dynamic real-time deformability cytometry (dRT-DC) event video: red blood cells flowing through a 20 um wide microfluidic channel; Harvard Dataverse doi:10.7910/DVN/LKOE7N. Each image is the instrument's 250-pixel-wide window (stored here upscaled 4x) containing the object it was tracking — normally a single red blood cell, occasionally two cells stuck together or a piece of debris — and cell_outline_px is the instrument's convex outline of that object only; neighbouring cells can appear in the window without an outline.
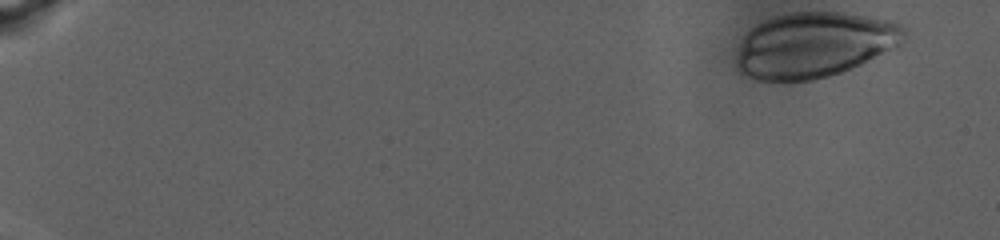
{"species": "human", "species_latin": "Homo sapiens", "temperature_condition": "warm", "stored_images_in_passage": 80, "camera_frame_rate_fps": 3000, "um_per_image_px": 0.085, "donor": {"sex": "male"}, "frame": {"image": 1, "passage_image": 1, "time_ms": 0.0, "image_size_px": [1000, 240], "cell_outline_px": [[908, 32], [904, 44], [900, 48], [840, 72], [828, 76], [812, 80], [752, 80], [740, 72], [736, 64], [736, 56], [740, 44], [744, 36], [756, 24], [764, 20], [776, 16], [792, 12], [844, 12], [896, 20], [904, 24], [908, 28]], "centroid_in_image_um": [69.32, 3.79], "position_along_channel_um": 15.7, "area_um2": 64.91}}
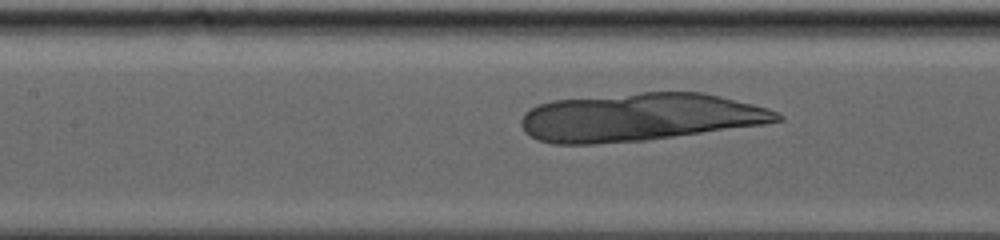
{"frame": {"image": 2, "passage_image": 42, "time_ms": 13.667, "image_size_px": [1000, 240], "cell_outline_px": [[784, 120], [764, 124], [648, 140], [592, 144], [552, 144], [536, 140], [524, 132], [520, 124], [520, 120], [524, 112], [536, 104], [552, 100], [640, 92], [704, 92], [768, 108], [780, 112], [784, 116]], "centroid_in_image_um": [54.32, 9.96], "position_along_channel_um": 153.1, "area_um2": 72.08}}
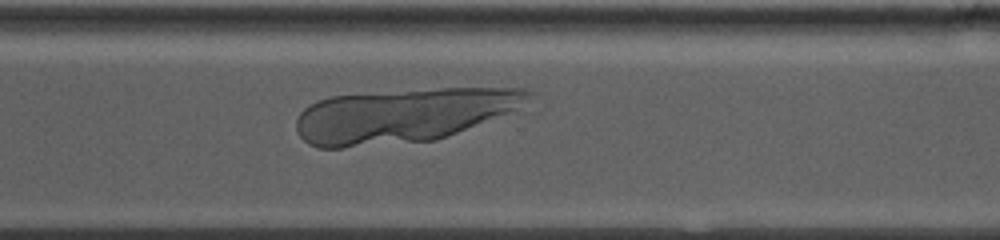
{"frame": {"image": 3, "passage_image": 65, "time_ms": 21.333, "image_size_px": [1000, 240], "cell_outline_px": [[536, 92], [508, 112], [436, 140], [340, 148], [316, 148], [308, 144], [300, 136], [296, 128], [296, 120], [300, 112], [308, 104], [316, 100], [332, 96], [444, 88], [528, 88]], "centroid_in_image_um": [34.16, 9.81], "position_along_channel_um": 336.4, "area_um2": 72.19}}